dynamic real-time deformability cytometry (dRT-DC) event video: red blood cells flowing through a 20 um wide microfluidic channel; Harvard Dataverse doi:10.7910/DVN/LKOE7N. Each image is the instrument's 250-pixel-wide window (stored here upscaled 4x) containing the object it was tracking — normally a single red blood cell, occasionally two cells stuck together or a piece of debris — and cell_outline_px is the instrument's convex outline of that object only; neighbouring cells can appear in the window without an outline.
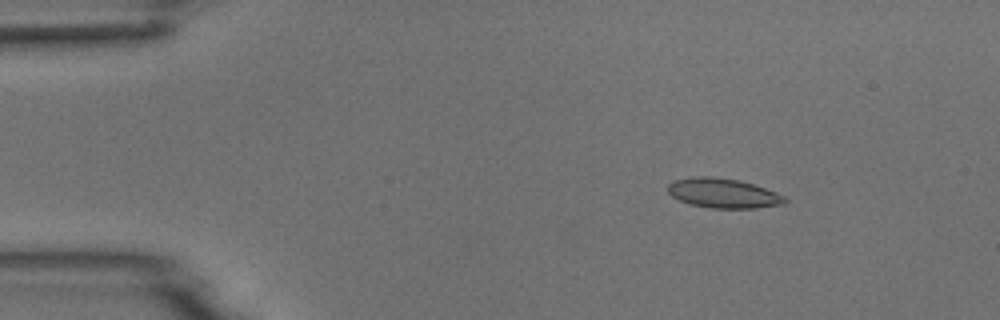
{"species": "common noctule bat (a hibernating species)", "species_latin": "Nyctalus noctula", "temperature_condition": "room temperature", "stored_images_in_passage": 6, "camera_frame_rate_fps": 3000, "um_per_image_px": 0.085, "animal": {"sex": "male", "body_mass_g": 18.8}, "frame": {"image": 1, "passage_image": 3, "time_ms": 2.333, "image_size_px": [1000, 320], "cell_outline_px": [[788, 200], [784, 204], [756, 208], [712, 208], [692, 204], [680, 200], [672, 196], [668, 192], [668, 184], [672, 180], [692, 176], [712, 176], [740, 180], [776, 192], [784, 196]], "centroid_in_image_um": [61.46, 16.41], "position_along_channel_um": 23.5, "area_um2": 20.23}}
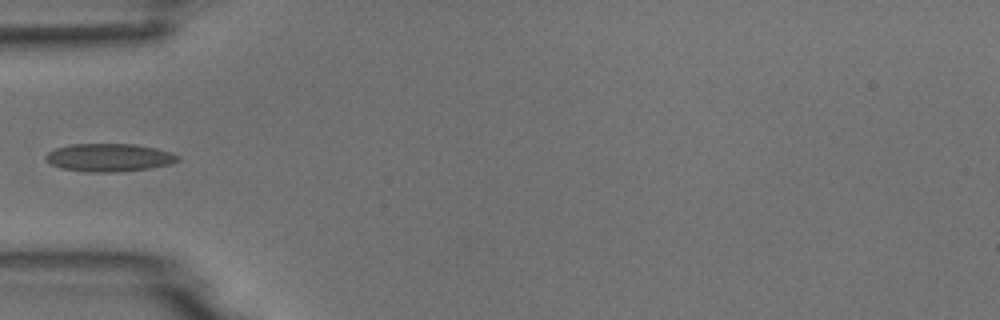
{"frame": {"image": 2, "passage_image": 6, "time_ms": 5.667, "image_size_px": [1000, 320], "cell_outline_px": [[180, 160], [172, 164], [148, 168], [116, 172], [88, 172], [60, 168], [52, 164], [44, 156], [48, 152], [56, 148], [68, 144], [136, 144], [156, 148], [172, 152], [180, 156]], "centroid_in_image_um": [9.31, 13.38], "position_along_channel_um": 75.7, "area_um2": 21.62}}